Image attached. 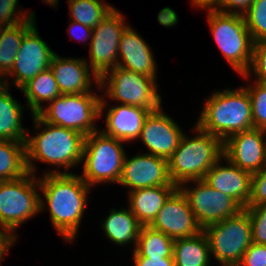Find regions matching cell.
<instances>
[{
	"label": "cell",
	"mask_w": 266,
	"mask_h": 266,
	"mask_svg": "<svg viewBox=\"0 0 266 266\" xmlns=\"http://www.w3.org/2000/svg\"><path fill=\"white\" fill-rule=\"evenodd\" d=\"M31 117L35 132L30 135L31 131L28 130L25 141L28 172L37 176L36 163L42 162L54 166V169L47 168L41 174L73 173L70 169L82 163L85 135L70 128L45 122L37 114Z\"/></svg>",
	"instance_id": "7a4b0ae2"
},
{
	"label": "cell",
	"mask_w": 266,
	"mask_h": 266,
	"mask_svg": "<svg viewBox=\"0 0 266 266\" xmlns=\"http://www.w3.org/2000/svg\"><path fill=\"white\" fill-rule=\"evenodd\" d=\"M173 259L175 266H213L205 232L174 240Z\"/></svg>",
	"instance_id": "484cf974"
},
{
	"label": "cell",
	"mask_w": 266,
	"mask_h": 266,
	"mask_svg": "<svg viewBox=\"0 0 266 266\" xmlns=\"http://www.w3.org/2000/svg\"><path fill=\"white\" fill-rule=\"evenodd\" d=\"M240 77L247 82L243 86L247 89L251 100L254 128L266 130V84L252 80L247 74Z\"/></svg>",
	"instance_id": "4dcf8cb0"
},
{
	"label": "cell",
	"mask_w": 266,
	"mask_h": 266,
	"mask_svg": "<svg viewBox=\"0 0 266 266\" xmlns=\"http://www.w3.org/2000/svg\"><path fill=\"white\" fill-rule=\"evenodd\" d=\"M251 178L252 174L240 169L222 156L203 180L212 188L232 197L245 209L251 194Z\"/></svg>",
	"instance_id": "ffe728a7"
},
{
	"label": "cell",
	"mask_w": 266,
	"mask_h": 266,
	"mask_svg": "<svg viewBox=\"0 0 266 266\" xmlns=\"http://www.w3.org/2000/svg\"><path fill=\"white\" fill-rule=\"evenodd\" d=\"M18 239L9 229L0 226V262L8 256L9 250L14 247Z\"/></svg>",
	"instance_id": "ab89813d"
},
{
	"label": "cell",
	"mask_w": 266,
	"mask_h": 266,
	"mask_svg": "<svg viewBox=\"0 0 266 266\" xmlns=\"http://www.w3.org/2000/svg\"><path fill=\"white\" fill-rule=\"evenodd\" d=\"M266 204V165L252 174L251 194L247 206Z\"/></svg>",
	"instance_id": "d590c367"
},
{
	"label": "cell",
	"mask_w": 266,
	"mask_h": 266,
	"mask_svg": "<svg viewBox=\"0 0 266 266\" xmlns=\"http://www.w3.org/2000/svg\"><path fill=\"white\" fill-rule=\"evenodd\" d=\"M49 68L61 94L92 92L100 83V78L91 70L84 57H62L55 53Z\"/></svg>",
	"instance_id": "d6986e66"
},
{
	"label": "cell",
	"mask_w": 266,
	"mask_h": 266,
	"mask_svg": "<svg viewBox=\"0 0 266 266\" xmlns=\"http://www.w3.org/2000/svg\"><path fill=\"white\" fill-rule=\"evenodd\" d=\"M125 16L116 7L100 21L92 32L89 42V57L84 60L91 70L101 78L118 65L119 42L127 24Z\"/></svg>",
	"instance_id": "8fae6325"
},
{
	"label": "cell",
	"mask_w": 266,
	"mask_h": 266,
	"mask_svg": "<svg viewBox=\"0 0 266 266\" xmlns=\"http://www.w3.org/2000/svg\"><path fill=\"white\" fill-rule=\"evenodd\" d=\"M157 83L152 77L116 66L100 78L101 100L156 111L162 106Z\"/></svg>",
	"instance_id": "52a82bcc"
},
{
	"label": "cell",
	"mask_w": 266,
	"mask_h": 266,
	"mask_svg": "<svg viewBox=\"0 0 266 266\" xmlns=\"http://www.w3.org/2000/svg\"><path fill=\"white\" fill-rule=\"evenodd\" d=\"M36 23L26 20L17 25L0 27V82L11 72L25 33Z\"/></svg>",
	"instance_id": "4316f807"
},
{
	"label": "cell",
	"mask_w": 266,
	"mask_h": 266,
	"mask_svg": "<svg viewBox=\"0 0 266 266\" xmlns=\"http://www.w3.org/2000/svg\"><path fill=\"white\" fill-rule=\"evenodd\" d=\"M223 156L240 169L257 173L266 165V130L252 128L231 135L223 142Z\"/></svg>",
	"instance_id": "2e32d148"
},
{
	"label": "cell",
	"mask_w": 266,
	"mask_h": 266,
	"mask_svg": "<svg viewBox=\"0 0 266 266\" xmlns=\"http://www.w3.org/2000/svg\"><path fill=\"white\" fill-rule=\"evenodd\" d=\"M69 20L94 28L115 8L103 0H68Z\"/></svg>",
	"instance_id": "f546056e"
},
{
	"label": "cell",
	"mask_w": 266,
	"mask_h": 266,
	"mask_svg": "<svg viewBox=\"0 0 266 266\" xmlns=\"http://www.w3.org/2000/svg\"><path fill=\"white\" fill-rule=\"evenodd\" d=\"M221 0H190L191 6H194L195 9L199 8L201 10L207 8H214Z\"/></svg>",
	"instance_id": "b9f144b4"
},
{
	"label": "cell",
	"mask_w": 266,
	"mask_h": 266,
	"mask_svg": "<svg viewBox=\"0 0 266 266\" xmlns=\"http://www.w3.org/2000/svg\"><path fill=\"white\" fill-rule=\"evenodd\" d=\"M136 154L128 157L126 153L118 185L126 187L128 192L154 186L175 185L169 176L167 159L143 152Z\"/></svg>",
	"instance_id": "5bb4252c"
},
{
	"label": "cell",
	"mask_w": 266,
	"mask_h": 266,
	"mask_svg": "<svg viewBox=\"0 0 266 266\" xmlns=\"http://www.w3.org/2000/svg\"><path fill=\"white\" fill-rule=\"evenodd\" d=\"M27 173L25 142L0 140V182L16 180Z\"/></svg>",
	"instance_id": "f1b7e54d"
},
{
	"label": "cell",
	"mask_w": 266,
	"mask_h": 266,
	"mask_svg": "<svg viewBox=\"0 0 266 266\" xmlns=\"http://www.w3.org/2000/svg\"><path fill=\"white\" fill-rule=\"evenodd\" d=\"M20 91L26 99V108L30 114H37L43 105L50 103L61 95L56 79L50 68L41 71L36 77L24 84Z\"/></svg>",
	"instance_id": "d4e9b609"
},
{
	"label": "cell",
	"mask_w": 266,
	"mask_h": 266,
	"mask_svg": "<svg viewBox=\"0 0 266 266\" xmlns=\"http://www.w3.org/2000/svg\"><path fill=\"white\" fill-rule=\"evenodd\" d=\"M43 3H46V5H49L53 8H56L58 7V4H59V0H42Z\"/></svg>",
	"instance_id": "7bdbcfd3"
},
{
	"label": "cell",
	"mask_w": 266,
	"mask_h": 266,
	"mask_svg": "<svg viewBox=\"0 0 266 266\" xmlns=\"http://www.w3.org/2000/svg\"><path fill=\"white\" fill-rule=\"evenodd\" d=\"M19 4V0H0V27L17 25L29 19L36 20L34 11L26 9L24 12Z\"/></svg>",
	"instance_id": "d6a6232c"
},
{
	"label": "cell",
	"mask_w": 266,
	"mask_h": 266,
	"mask_svg": "<svg viewBox=\"0 0 266 266\" xmlns=\"http://www.w3.org/2000/svg\"><path fill=\"white\" fill-rule=\"evenodd\" d=\"M245 210L251 219L253 242L266 245V204L247 206Z\"/></svg>",
	"instance_id": "836d02e7"
},
{
	"label": "cell",
	"mask_w": 266,
	"mask_h": 266,
	"mask_svg": "<svg viewBox=\"0 0 266 266\" xmlns=\"http://www.w3.org/2000/svg\"><path fill=\"white\" fill-rule=\"evenodd\" d=\"M211 259L220 266H238L252 244L251 219L243 209L236 216L207 226L204 230Z\"/></svg>",
	"instance_id": "9c48e42d"
},
{
	"label": "cell",
	"mask_w": 266,
	"mask_h": 266,
	"mask_svg": "<svg viewBox=\"0 0 266 266\" xmlns=\"http://www.w3.org/2000/svg\"><path fill=\"white\" fill-rule=\"evenodd\" d=\"M117 104V106L110 105L108 100H100L99 120L104 118L105 126L99 130L103 134L127 144L129 142L134 143L139 138L145 119L151 110L127 104Z\"/></svg>",
	"instance_id": "ac0fdd59"
},
{
	"label": "cell",
	"mask_w": 266,
	"mask_h": 266,
	"mask_svg": "<svg viewBox=\"0 0 266 266\" xmlns=\"http://www.w3.org/2000/svg\"><path fill=\"white\" fill-rule=\"evenodd\" d=\"M178 188L186 196L203 230L209 225L236 216L243 210L232 197L212 188L204 180L184 182Z\"/></svg>",
	"instance_id": "7c38bea8"
},
{
	"label": "cell",
	"mask_w": 266,
	"mask_h": 266,
	"mask_svg": "<svg viewBox=\"0 0 266 266\" xmlns=\"http://www.w3.org/2000/svg\"><path fill=\"white\" fill-rule=\"evenodd\" d=\"M68 22L70 25L68 26L66 31L69 37H71V39L73 40H78L80 43L83 42L84 46L89 47L87 42L91 41L93 28L82 25L76 21L68 20Z\"/></svg>",
	"instance_id": "74e56055"
},
{
	"label": "cell",
	"mask_w": 266,
	"mask_h": 266,
	"mask_svg": "<svg viewBox=\"0 0 266 266\" xmlns=\"http://www.w3.org/2000/svg\"><path fill=\"white\" fill-rule=\"evenodd\" d=\"M95 91L83 94H61L46 107L44 105L37 115L45 122L70 128L88 136L99 130L96 120H99L102 96L100 85ZM99 92L100 94L97 95Z\"/></svg>",
	"instance_id": "ba28073f"
},
{
	"label": "cell",
	"mask_w": 266,
	"mask_h": 266,
	"mask_svg": "<svg viewBox=\"0 0 266 266\" xmlns=\"http://www.w3.org/2000/svg\"><path fill=\"white\" fill-rule=\"evenodd\" d=\"M149 226L173 240L192 237L203 231L179 188L168 198Z\"/></svg>",
	"instance_id": "e0dca14e"
},
{
	"label": "cell",
	"mask_w": 266,
	"mask_h": 266,
	"mask_svg": "<svg viewBox=\"0 0 266 266\" xmlns=\"http://www.w3.org/2000/svg\"><path fill=\"white\" fill-rule=\"evenodd\" d=\"M38 180L40 213L48 210L50 223L64 242L77 241L92 188L76 172L42 174Z\"/></svg>",
	"instance_id": "6da1fadb"
},
{
	"label": "cell",
	"mask_w": 266,
	"mask_h": 266,
	"mask_svg": "<svg viewBox=\"0 0 266 266\" xmlns=\"http://www.w3.org/2000/svg\"><path fill=\"white\" fill-rule=\"evenodd\" d=\"M125 144L100 130L85 136L80 176L93 190L95 185L119 183L127 153Z\"/></svg>",
	"instance_id": "8992f818"
},
{
	"label": "cell",
	"mask_w": 266,
	"mask_h": 266,
	"mask_svg": "<svg viewBox=\"0 0 266 266\" xmlns=\"http://www.w3.org/2000/svg\"><path fill=\"white\" fill-rule=\"evenodd\" d=\"M39 213L38 176L28 172L19 179L0 182V226L19 238L17 228Z\"/></svg>",
	"instance_id": "30bf717a"
},
{
	"label": "cell",
	"mask_w": 266,
	"mask_h": 266,
	"mask_svg": "<svg viewBox=\"0 0 266 266\" xmlns=\"http://www.w3.org/2000/svg\"><path fill=\"white\" fill-rule=\"evenodd\" d=\"M11 87L0 82V140L25 142L28 129L24 128V105L15 99Z\"/></svg>",
	"instance_id": "cb8c5ba5"
},
{
	"label": "cell",
	"mask_w": 266,
	"mask_h": 266,
	"mask_svg": "<svg viewBox=\"0 0 266 266\" xmlns=\"http://www.w3.org/2000/svg\"><path fill=\"white\" fill-rule=\"evenodd\" d=\"M207 13L210 33L222 57L238 75L246 74L253 58L254 41L242 14L225 13L214 8Z\"/></svg>",
	"instance_id": "5b68a950"
},
{
	"label": "cell",
	"mask_w": 266,
	"mask_h": 266,
	"mask_svg": "<svg viewBox=\"0 0 266 266\" xmlns=\"http://www.w3.org/2000/svg\"><path fill=\"white\" fill-rule=\"evenodd\" d=\"M194 130V131H193ZM192 135L183 134L177 149L168 159L169 176L178 187L191 180H203L223 156V142L193 125Z\"/></svg>",
	"instance_id": "277c9868"
},
{
	"label": "cell",
	"mask_w": 266,
	"mask_h": 266,
	"mask_svg": "<svg viewBox=\"0 0 266 266\" xmlns=\"http://www.w3.org/2000/svg\"><path fill=\"white\" fill-rule=\"evenodd\" d=\"M202 104L195 124L224 142L231 135L254 128L249 93L244 86L217 89Z\"/></svg>",
	"instance_id": "3957f363"
},
{
	"label": "cell",
	"mask_w": 266,
	"mask_h": 266,
	"mask_svg": "<svg viewBox=\"0 0 266 266\" xmlns=\"http://www.w3.org/2000/svg\"><path fill=\"white\" fill-rule=\"evenodd\" d=\"M163 109L161 106L149 113L137 141L146 147L145 153L168 160L177 149L185 131Z\"/></svg>",
	"instance_id": "9a60e30c"
},
{
	"label": "cell",
	"mask_w": 266,
	"mask_h": 266,
	"mask_svg": "<svg viewBox=\"0 0 266 266\" xmlns=\"http://www.w3.org/2000/svg\"><path fill=\"white\" fill-rule=\"evenodd\" d=\"M56 52L39 35L36 23L25 33L11 72L1 81L20 89L41 71L48 69ZM10 77V78H9ZM10 79L13 81L9 82Z\"/></svg>",
	"instance_id": "4fadbf2b"
},
{
	"label": "cell",
	"mask_w": 266,
	"mask_h": 266,
	"mask_svg": "<svg viewBox=\"0 0 266 266\" xmlns=\"http://www.w3.org/2000/svg\"><path fill=\"white\" fill-rule=\"evenodd\" d=\"M254 0H221L214 9L225 13L243 14Z\"/></svg>",
	"instance_id": "f35d334b"
},
{
	"label": "cell",
	"mask_w": 266,
	"mask_h": 266,
	"mask_svg": "<svg viewBox=\"0 0 266 266\" xmlns=\"http://www.w3.org/2000/svg\"><path fill=\"white\" fill-rule=\"evenodd\" d=\"M238 266H266V245L252 242Z\"/></svg>",
	"instance_id": "8d00e7d4"
},
{
	"label": "cell",
	"mask_w": 266,
	"mask_h": 266,
	"mask_svg": "<svg viewBox=\"0 0 266 266\" xmlns=\"http://www.w3.org/2000/svg\"><path fill=\"white\" fill-rule=\"evenodd\" d=\"M133 266H175L173 258L132 257Z\"/></svg>",
	"instance_id": "60d3db41"
},
{
	"label": "cell",
	"mask_w": 266,
	"mask_h": 266,
	"mask_svg": "<svg viewBox=\"0 0 266 266\" xmlns=\"http://www.w3.org/2000/svg\"><path fill=\"white\" fill-rule=\"evenodd\" d=\"M109 210V214L100 223L106 240L118 247L133 245L131 249L134 251L142 225L127 206Z\"/></svg>",
	"instance_id": "603a6c76"
},
{
	"label": "cell",
	"mask_w": 266,
	"mask_h": 266,
	"mask_svg": "<svg viewBox=\"0 0 266 266\" xmlns=\"http://www.w3.org/2000/svg\"><path fill=\"white\" fill-rule=\"evenodd\" d=\"M246 74L254 77L252 80L266 84V41L254 43L252 63Z\"/></svg>",
	"instance_id": "e575fe53"
},
{
	"label": "cell",
	"mask_w": 266,
	"mask_h": 266,
	"mask_svg": "<svg viewBox=\"0 0 266 266\" xmlns=\"http://www.w3.org/2000/svg\"><path fill=\"white\" fill-rule=\"evenodd\" d=\"M177 189V185H167L127 192V206L142 226H149Z\"/></svg>",
	"instance_id": "7402d4cb"
},
{
	"label": "cell",
	"mask_w": 266,
	"mask_h": 266,
	"mask_svg": "<svg viewBox=\"0 0 266 266\" xmlns=\"http://www.w3.org/2000/svg\"><path fill=\"white\" fill-rule=\"evenodd\" d=\"M174 240L150 226H141L132 257L173 258Z\"/></svg>",
	"instance_id": "83f0119b"
},
{
	"label": "cell",
	"mask_w": 266,
	"mask_h": 266,
	"mask_svg": "<svg viewBox=\"0 0 266 266\" xmlns=\"http://www.w3.org/2000/svg\"><path fill=\"white\" fill-rule=\"evenodd\" d=\"M242 15L254 43L266 41V0H254Z\"/></svg>",
	"instance_id": "1f68e13d"
},
{
	"label": "cell",
	"mask_w": 266,
	"mask_h": 266,
	"mask_svg": "<svg viewBox=\"0 0 266 266\" xmlns=\"http://www.w3.org/2000/svg\"><path fill=\"white\" fill-rule=\"evenodd\" d=\"M135 28L129 25L120 38L118 50L119 67L154 78L157 77V62L150 44Z\"/></svg>",
	"instance_id": "44dd1931"
}]
</instances>
